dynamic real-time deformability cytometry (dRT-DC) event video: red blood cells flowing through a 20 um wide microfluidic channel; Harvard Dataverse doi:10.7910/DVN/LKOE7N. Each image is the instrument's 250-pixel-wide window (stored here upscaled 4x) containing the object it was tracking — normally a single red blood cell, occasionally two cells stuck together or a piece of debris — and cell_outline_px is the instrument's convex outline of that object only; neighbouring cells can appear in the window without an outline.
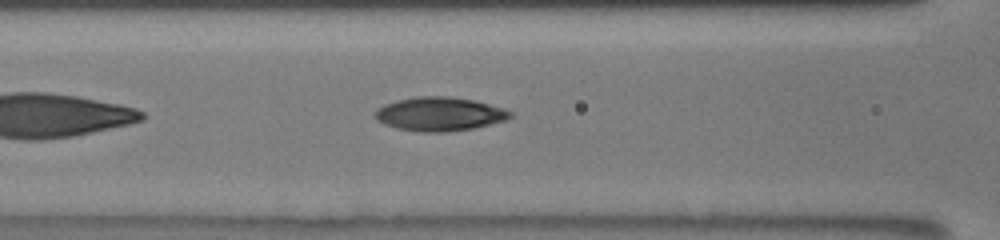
{"species": "human", "species_latin": "Homo sapiens", "temperature_condition": "room temperature", "stored_images_in_passage": 44, "camera_frame_rate_fps": 3000, "um_per_image_px": 0.085, "donor": {"sex": "male"}, "frame": {"image": 1, "passage_image": 12, "time_ms": 4.0, "image_size_px": [1000, 240], "cell_outline_px": [[512, 116], [508, 120], [472, 128], [448, 132], [420, 132], [396, 128], [384, 124], [376, 120], [372, 116], [372, 112], [376, 108], [384, 104], [396, 100], [416, 96], [448, 96], [476, 100], [504, 108], [512, 112]], "centroid_in_image_um": [37.32, 9.68], "position_along_channel_um": 129.3, "area_um2": 27.11}}
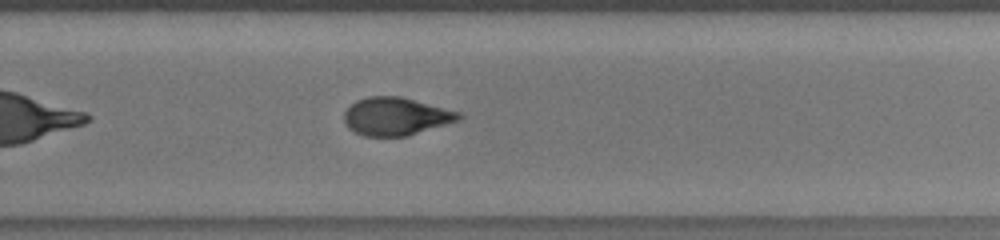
{"frame": {"image": 2, "passage_image": 28, "time_ms": 8.333, "image_size_px": [1000, 240], "cell_outline_px": [[464, 116], [460, 120], [408, 136], [364, 136], [348, 128], [344, 124], [344, 112], [356, 100], [368, 96], [400, 96], [464, 112]], "centroid_in_image_um": [33.7, 9.89], "position_along_channel_um": 296.1, "area_um2": 25.66}}
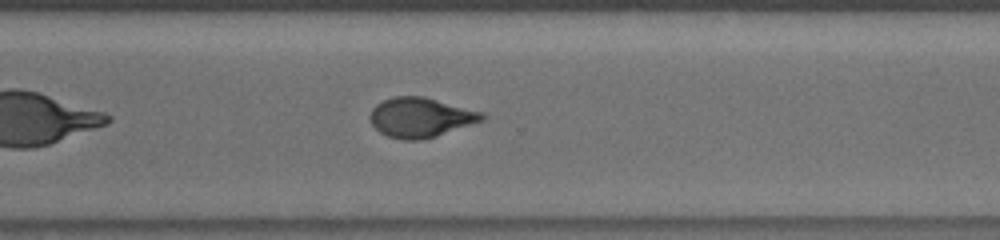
{"frame": {"image": 3, "passage_image": 33, "time_ms": 9.333, "image_size_px": [1000, 240], "cell_outline_px": [[488, 116], [484, 120], [436, 136], [420, 140], [404, 140], [388, 136], [380, 132], [372, 124], [372, 108], [376, 104], [392, 96], [424, 96], [484, 112]], "centroid_in_image_um": [35.8, 9.97], "position_along_channel_um": 334.8, "area_um2": 25.84}, "authors_computed_cell_mechanics": {"area_um2": 26.0678, "velocity_mm_per_s": 3.8601, "shape_relaxation_time_tau1_ms": 4.7077, "shape_relaxation_time_tau2_ms": 1.7546, "deformation_change_tau1": 0.1762, "deformation_change_tau2": 0.0737}}